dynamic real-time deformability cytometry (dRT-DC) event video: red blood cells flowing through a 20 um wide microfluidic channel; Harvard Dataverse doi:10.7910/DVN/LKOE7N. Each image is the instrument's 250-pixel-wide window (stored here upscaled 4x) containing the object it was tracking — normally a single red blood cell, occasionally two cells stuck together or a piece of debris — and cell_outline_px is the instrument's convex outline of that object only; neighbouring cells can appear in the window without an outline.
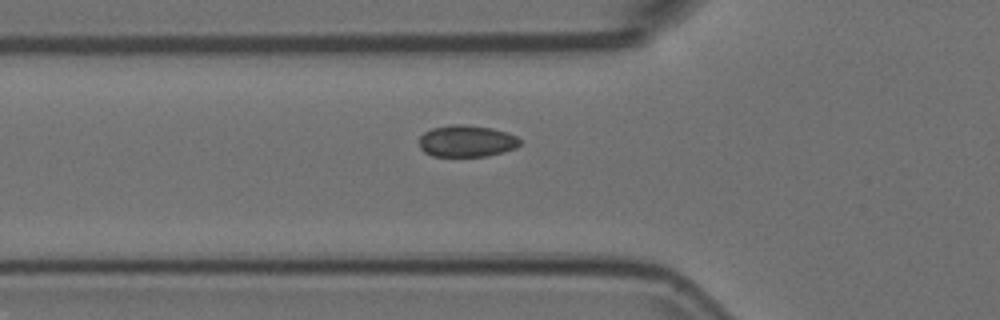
{"species": "Egyptian fruit bat (a non-hibernating species)", "species_latin": "Rousettus aegyptiacus", "temperature_condition": "room temperature", "stored_images_in_passage": 14, "camera_frame_rate_fps": 3000, "um_per_image_px": 0.085, "animal": {"sex": "female"}, "frame": {"image": 1, "passage_image": 2, "time_ms": 0.333, "image_size_px": [1000, 320], "cell_outline_px": [[520, 144], [516, 148], [504, 152], [488, 156], [432, 156], [424, 152], [420, 148], [420, 136], [424, 132], [432, 128], [452, 124], [464, 124], [492, 128], [516, 136], [520, 140]], "centroid_in_image_um": [39.65, 11.99], "position_along_channel_um": 86.1, "area_um2": 18.67}}
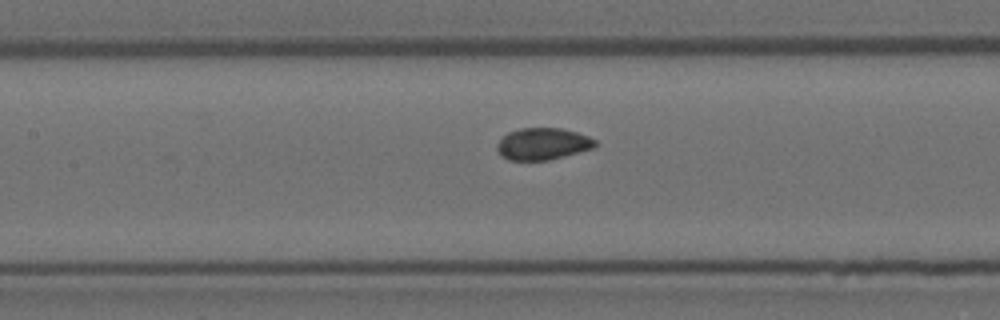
{"frame": {"image": 2, "passage_image": 8, "time_ms": 2.333, "image_size_px": [1000, 320], "cell_outline_px": [[596, 144], [592, 148], [564, 156], [548, 160], [508, 160], [500, 156], [496, 148], [496, 144], [508, 132], [520, 128], [560, 128], [576, 132], [588, 136], [596, 140]], "centroid_in_image_um": [46.09, 12.23], "position_along_channel_um": 161.3, "area_um2": 18.15}}
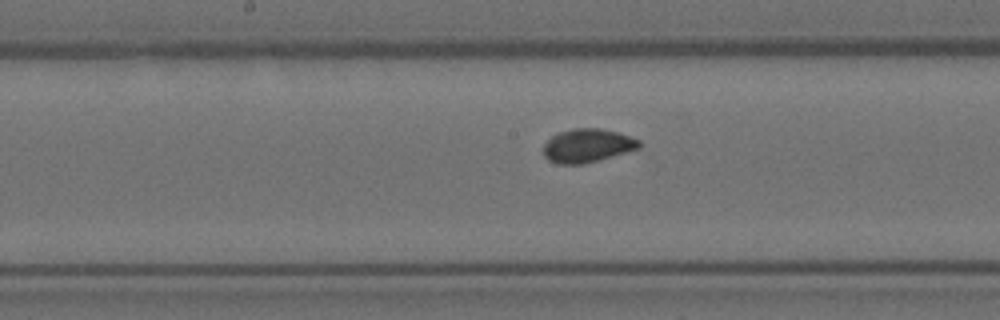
{"frame": {"image": 3, "passage_image": 11, "time_ms": 3.333, "image_size_px": [1000, 320], "cell_outline_px": [[640, 148], [600, 160], [584, 164], [560, 164], [548, 160], [544, 156], [544, 144], [556, 132], [572, 128], [600, 128], [616, 132], [640, 140]], "centroid_in_image_um": [49.91, 12.37], "position_along_channel_um": 198.3, "area_um2": 18.79}}